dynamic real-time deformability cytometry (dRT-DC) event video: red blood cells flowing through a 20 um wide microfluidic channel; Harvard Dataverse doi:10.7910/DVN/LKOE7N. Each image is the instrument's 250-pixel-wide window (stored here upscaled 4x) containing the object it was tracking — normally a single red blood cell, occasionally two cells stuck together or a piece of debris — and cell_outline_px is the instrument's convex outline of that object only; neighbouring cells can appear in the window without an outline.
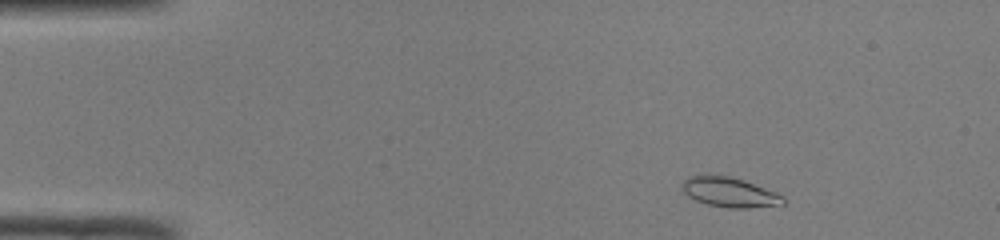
{"species": "common noctule bat (a hibernating species)", "species_latin": "Nyctalus noctula", "temperature_condition": "room temperature", "stored_images_in_passage": 47, "camera_frame_rate_fps": 3000, "um_per_image_px": 0.085, "animal": {"sex": "male", "body_mass_g": 19.0, "forearm_length_mm": 50.8}, "frame": {"image": 1, "passage_image": 4, "time_ms": 1.0, "image_size_px": [1000, 240], "cell_outline_px": [[784, 204], [748, 208], [728, 208], [708, 204], [696, 200], [688, 196], [680, 188], [684, 180], [688, 176], [732, 176], [744, 180], [776, 192], [784, 196]], "centroid_in_image_um": [62.02, 16.35], "position_along_channel_um": 23.0, "area_um2": 17.4}}
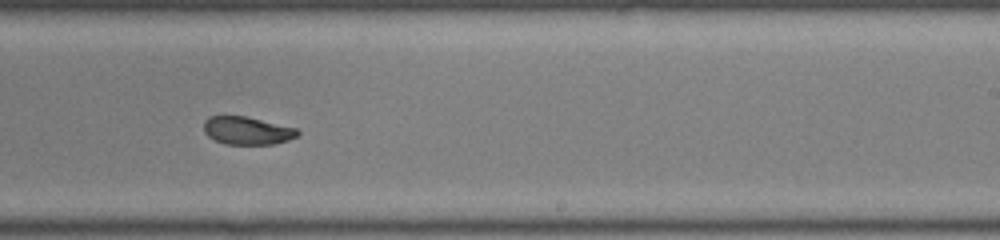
{"frame": {"image": 2, "passage_image": 28, "time_ms": 9.0, "image_size_px": [1000, 240], "cell_outline_px": [[300, 132], [296, 136], [288, 140], [276, 144], [224, 144], [208, 136], [204, 132], [204, 120], [208, 116], [244, 116], [296, 128]], "centroid_in_image_um": [20.98, 11.1], "position_along_channel_um": 268.0, "area_um2": 15.14}}
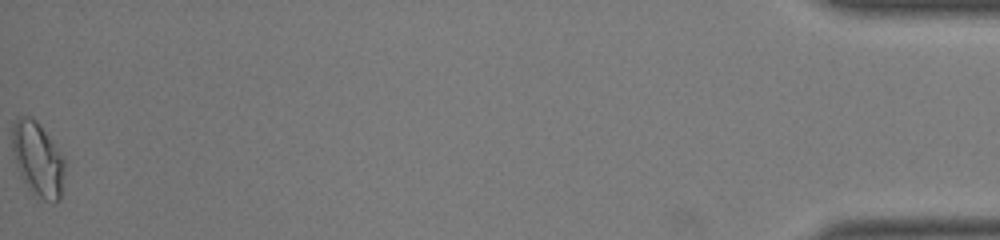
{"frame": {"image": 3, "passage_image": 47, "time_ms": 15.333, "image_size_px": [1000, 240], "cell_outline_px": [[64, 168], [60, 200], [52, 204], [44, 200], [32, 192], [28, 188], [20, 172], [12, 148], [12, 124], [20, 116], [32, 116], [36, 120], [64, 160]], "centroid_in_image_um": [3.2, 13.54], "position_along_channel_um": 432.0, "area_um2": 22.08}, "authors_computed_cell_mechanics": {"area_um2": 16.9354, "velocity_mm_per_s": 4.1026, "shape_relaxation_time_tau1_ms": 6.678, "shape_relaxation_time_tau2_ms": 2.8954, "deformation_change_tau1": 0.1957, "deformation_change_tau2": 0.0533}}